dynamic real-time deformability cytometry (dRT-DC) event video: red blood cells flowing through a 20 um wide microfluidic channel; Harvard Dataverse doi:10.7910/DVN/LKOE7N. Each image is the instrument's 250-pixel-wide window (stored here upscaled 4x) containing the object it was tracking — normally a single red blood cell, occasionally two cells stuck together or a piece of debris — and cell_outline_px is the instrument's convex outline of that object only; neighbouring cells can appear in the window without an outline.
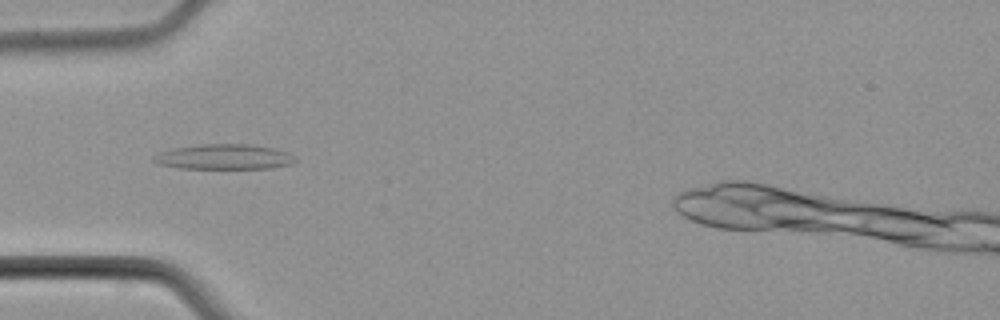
{"species": "common noctule bat (a hibernating species)", "species_latin": "Nyctalus noctula", "temperature_condition": "cold", "stored_images_in_passage": 47, "camera_frame_rate_fps": 3000, "um_per_image_px": 0.085, "animal": {"sex": "male", "body_mass_g": 21.5, "forearm_length_mm": 52.0}, "frame": {"image": 1, "passage_image": 16, "time_ms": 5.0, "image_size_px": [1000, 320], "cell_outline_px": [[296, 160], [292, 164], [272, 168], [180, 168], [156, 164], [152, 160], [152, 156], [160, 152], [172, 148], [200, 144], [248, 144], [272, 148], [288, 152], [296, 156]], "centroid_in_image_um": [19.03, 13.33], "position_along_channel_um": 66.0, "area_um2": 20.87}}
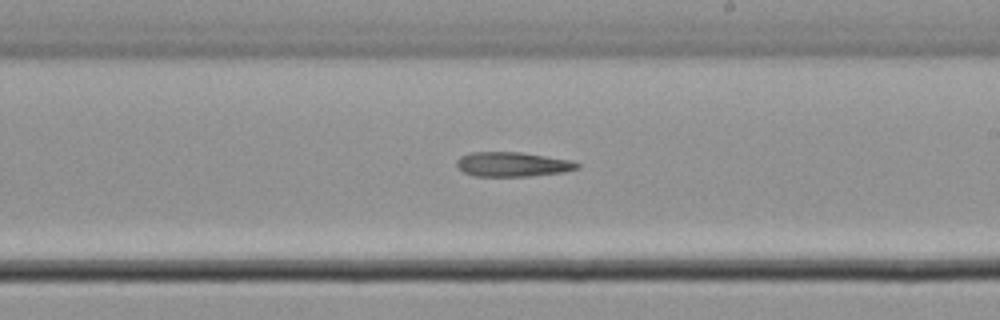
{"frame": {"image": 2, "passage_image": 29, "time_ms": 9.333, "image_size_px": [1000, 320], "cell_outline_px": [[580, 168], [564, 172], [528, 176], [476, 176], [464, 172], [456, 164], [456, 160], [460, 156], [468, 152], [520, 152], [572, 160], [580, 164]], "centroid_in_image_um": [43.58, 13.96], "position_along_channel_um": 245.4, "area_um2": 17.28}}
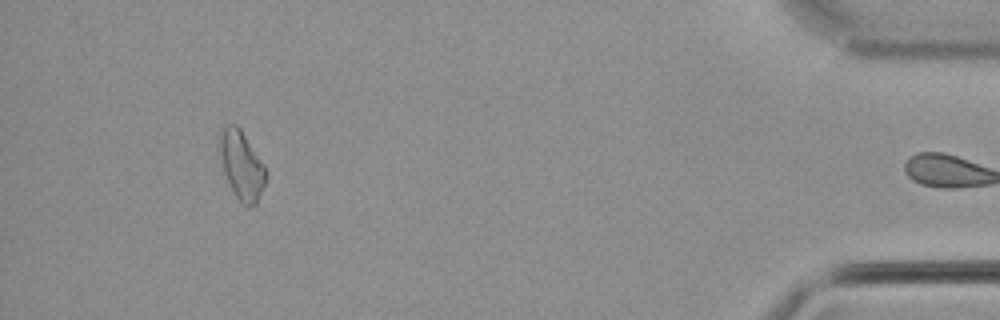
{"frame": {"image": 3, "passage_image": 46, "time_ms": 15.0, "image_size_px": [1000, 320], "cell_outline_px": [[264, 184], [256, 204], [248, 208], [236, 196], [224, 172], [220, 156], [220, 128], [224, 124], [236, 124], [240, 128], [264, 164]], "centroid_in_image_um": [20.51, 14.0], "position_along_channel_um": 414.7, "area_um2": 17.98}}